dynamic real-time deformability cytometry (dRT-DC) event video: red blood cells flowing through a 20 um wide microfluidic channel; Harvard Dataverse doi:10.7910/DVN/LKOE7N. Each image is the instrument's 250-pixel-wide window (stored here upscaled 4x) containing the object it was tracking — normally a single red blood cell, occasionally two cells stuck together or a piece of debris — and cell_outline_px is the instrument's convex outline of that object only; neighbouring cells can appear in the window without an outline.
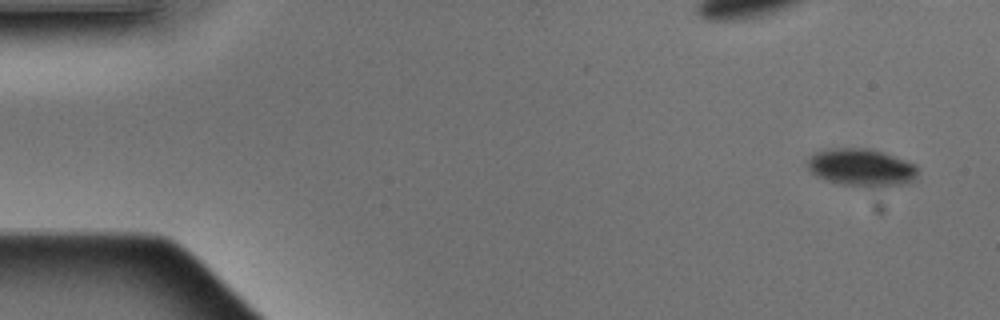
{"species": "Egyptian fruit bat (a non-hibernating species)", "species_latin": "Rousettus aegyptiacus", "temperature_condition": "warm", "stored_images_in_passage": 4, "camera_frame_rate_fps": 3000, "um_per_image_px": 0.085, "animal": {"sex": "male"}, "frame": {"image": 1, "passage_image": 3, "time_ms": 0.667, "image_size_px": [1000, 320], "cell_outline_px": [[916, 180], [900, 184], [872, 188], [844, 184], [828, 180], [816, 176], [808, 168], [808, 160], [816, 152], [828, 148], [872, 148], [884, 152], [916, 164]], "centroid_in_image_um": [73.24, 14.23], "position_along_channel_um": 11.8, "area_um2": 24.1}}